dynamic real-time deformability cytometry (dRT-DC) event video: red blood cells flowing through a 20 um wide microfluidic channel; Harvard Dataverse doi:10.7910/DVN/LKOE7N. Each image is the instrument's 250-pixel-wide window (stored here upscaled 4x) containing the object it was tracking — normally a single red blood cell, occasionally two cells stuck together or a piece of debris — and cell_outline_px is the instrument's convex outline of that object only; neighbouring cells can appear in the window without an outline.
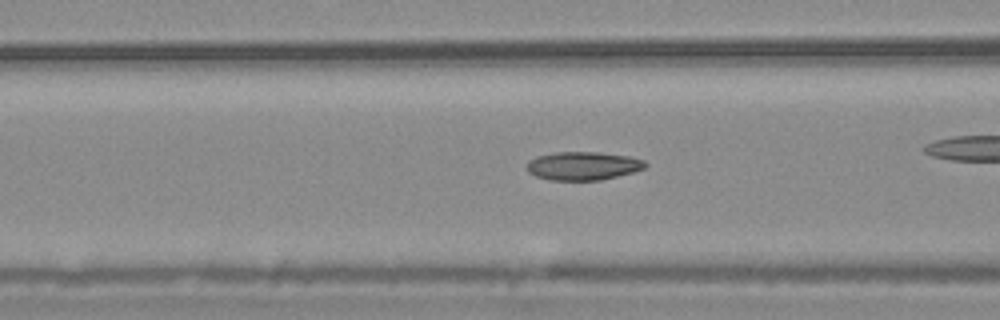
{"species": "common noctule bat (a hibernating species)", "species_latin": "Nyctalus noctula", "temperature_condition": "warm", "stored_images_in_passage": 37, "camera_frame_rate_fps": 3000, "um_per_image_px": 0.085, "animal": {"sex": "male", "body_mass_g": 20.4}, "frame": {"image": 1, "passage_image": 16, "time_ms": 5.0, "image_size_px": [1000, 320], "cell_outline_px": [[648, 164], [644, 168], [632, 172], [600, 180], [548, 180], [536, 176], [528, 172], [528, 160], [536, 156], [556, 152], [596, 152], [628, 156], [644, 160]], "centroid_in_image_um": [49.54, 14.09], "position_along_channel_um": 117.1, "area_um2": 19.48}}